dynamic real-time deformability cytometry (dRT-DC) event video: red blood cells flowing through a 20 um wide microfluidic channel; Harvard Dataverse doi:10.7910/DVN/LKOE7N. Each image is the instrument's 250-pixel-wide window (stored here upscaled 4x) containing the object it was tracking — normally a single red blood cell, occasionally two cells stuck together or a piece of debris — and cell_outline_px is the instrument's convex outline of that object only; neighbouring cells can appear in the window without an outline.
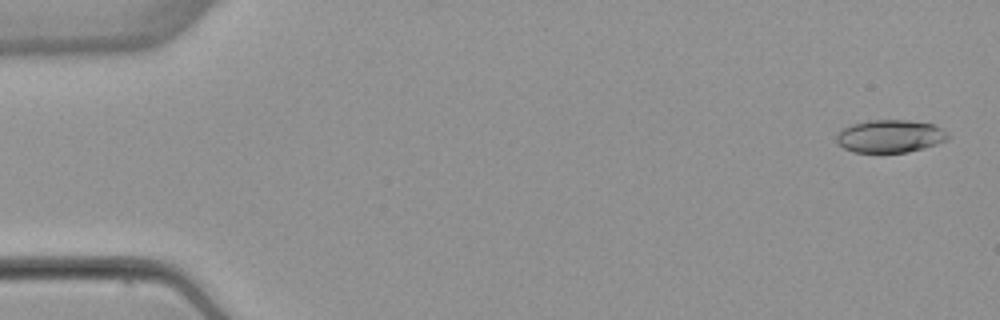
{"species": "common noctule bat (a hibernating species)", "species_latin": "Nyctalus noctula", "temperature_condition": "warm", "stored_images_in_passage": 53, "camera_frame_rate_fps": 3000, "um_per_image_px": 0.085, "animal": {"sex": "female", "body_mass_g": 22.7, "forearm_length_mm": 54.2}, "frame": {"image": 1, "passage_image": 2, "time_ms": 0.333, "image_size_px": [1000, 320], "cell_outline_px": [[948, 140], [924, 148], [908, 152], [852, 152], [844, 148], [836, 140], [836, 136], [844, 128], [852, 124], [868, 120], [908, 120], [932, 124], [948, 132]], "centroid_in_image_um": [75.67, 11.58], "position_along_channel_um": 9.3, "area_um2": 21.15}}
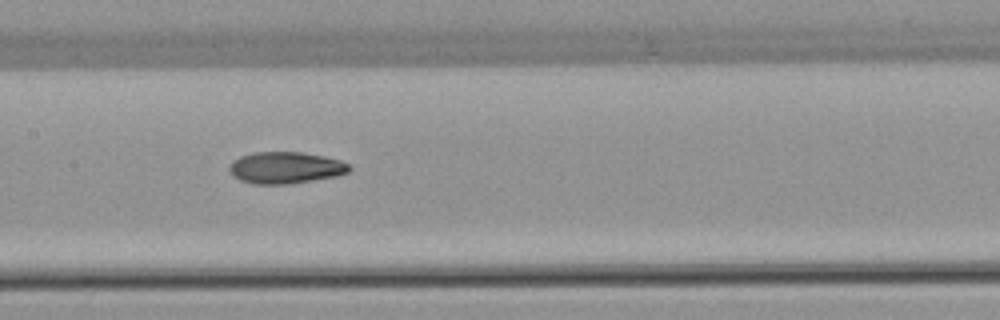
{"frame": {"image": 2, "passage_image": 26, "time_ms": 8.333, "image_size_px": [1000, 320], "cell_outline_px": [[352, 168], [348, 172], [336, 176], [288, 184], [252, 184], [240, 180], [232, 176], [228, 168], [232, 160], [240, 156], [256, 152], [300, 152], [324, 156], [340, 160], [348, 164]], "centroid_in_image_um": [24.24, 14.25], "position_along_channel_um": 183.2, "area_um2": 22.2}}
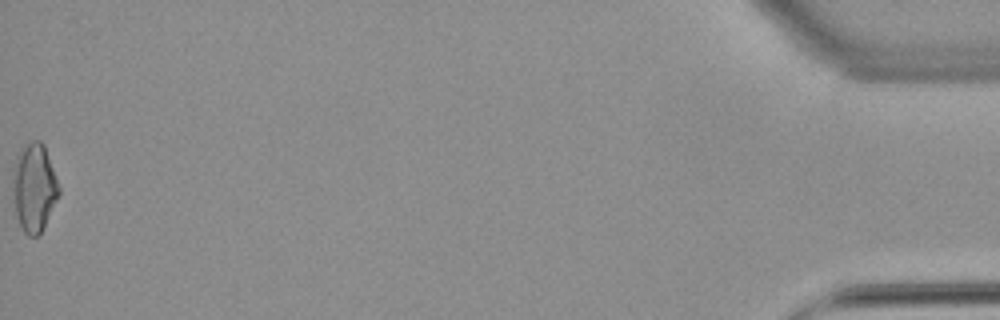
{"frame": {"image": 3, "passage_image": 53, "time_ms": 17.333, "image_size_px": [1000, 320], "cell_outline_px": [[60, 192], [40, 232], [36, 236], [28, 236], [24, 232], [16, 216], [12, 200], [12, 168], [16, 156], [20, 148], [32, 140], [40, 140], [44, 144], [60, 188]], "centroid_in_image_um": [2.85, 15.89], "position_along_channel_um": 432.3, "area_um2": 23.81}, "authors_computed_cell_mechanics": {"area_um2": 21.8484, "velocity_mm_per_s": 3.9093, "shape_relaxation_time_tau1_ms": 7.1523, "shape_relaxation_time_tau2_ms": 4.5439, "deformation_change_tau1": 0.2084, "deformation_change_tau2": 0.1}}